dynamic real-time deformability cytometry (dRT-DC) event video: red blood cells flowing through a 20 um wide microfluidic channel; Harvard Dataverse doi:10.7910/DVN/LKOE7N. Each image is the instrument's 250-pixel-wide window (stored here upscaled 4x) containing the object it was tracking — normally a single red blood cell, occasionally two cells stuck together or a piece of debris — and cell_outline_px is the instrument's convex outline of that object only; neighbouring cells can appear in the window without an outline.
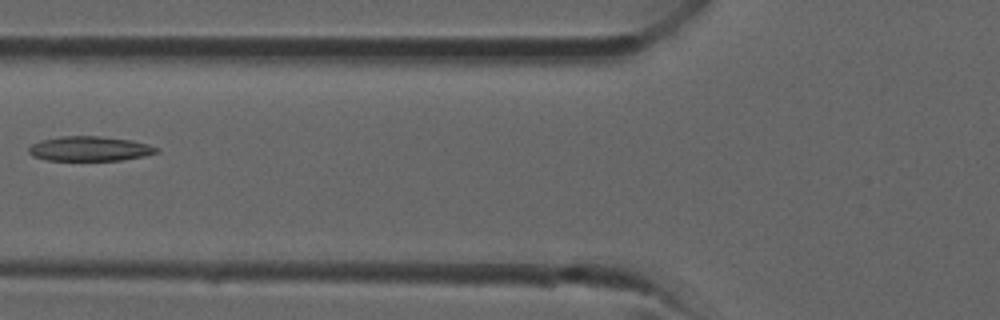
{"species": "common noctule bat (a hibernating species)", "species_latin": "Nyctalus noctula", "temperature_condition": "room temperature", "stored_images_in_passage": 26, "camera_frame_rate_fps": 3000, "um_per_image_px": 0.085, "animal": {"sex": "male", "forearm_length_mm": 52.5}, "frame": {"image": 1, "passage_image": 4, "time_ms": 1.0, "image_size_px": [1000, 320], "cell_outline_px": [[160, 152], [144, 156], [120, 160], [48, 160], [32, 156], [28, 152], [28, 148], [32, 144], [40, 140], [60, 136], [100, 136], [132, 140], [148, 144], [160, 148]], "centroid_in_image_um": [7.64, 12.63], "position_along_channel_um": 118.2, "area_um2": 18.5}}
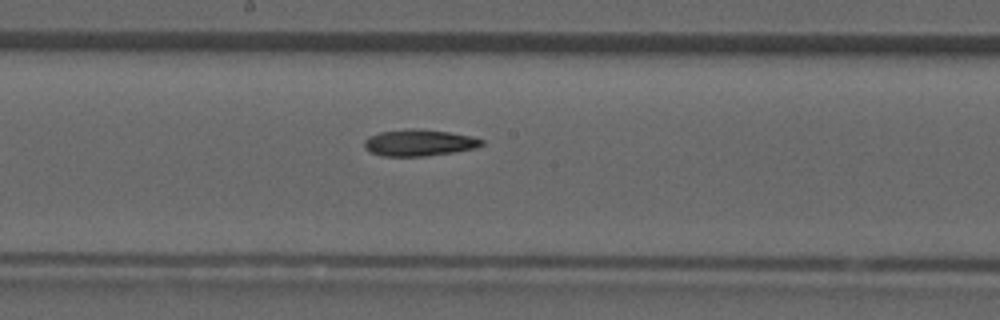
{"frame": {"image": 2, "passage_image": 9, "time_ms": 2.667, "image_size_px": [1000, 320], "cell_outline_px": [[484, 144], [476, 148], [452, 152], [424, 156], [380, 156], [364, 148], [364, 140], [368, 136], [380, 132], [408, 128], [416, 128], [448, 132], [472, 136], [484, 140]], "centroid_in_image_um": [35.61, 12.12], "position_along_channel_um": 212.6, "area_um2": 18.21}}
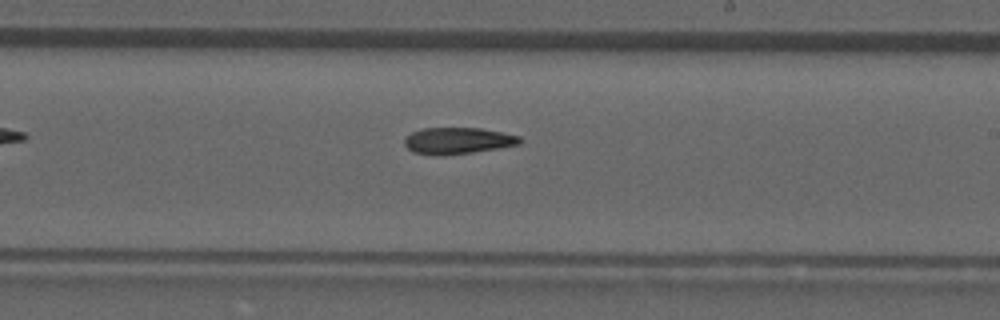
{"frame": {"image": 3, "passage_image": 11, "time_ms": 3.333, "image_size_px": [1000, 320], "cell_outline_px": [[524, 140], [520, 144], [472, 152], [440, 156], [436, 156], [412, 152], [404, 144], [404, 140], [412, 132], [424, 128], [480, 128], [520, 136]], "centroid_in_image_um": [38.9, 11.96], "position_along_channel_um": 250.1, "area_um2": 17.74}}